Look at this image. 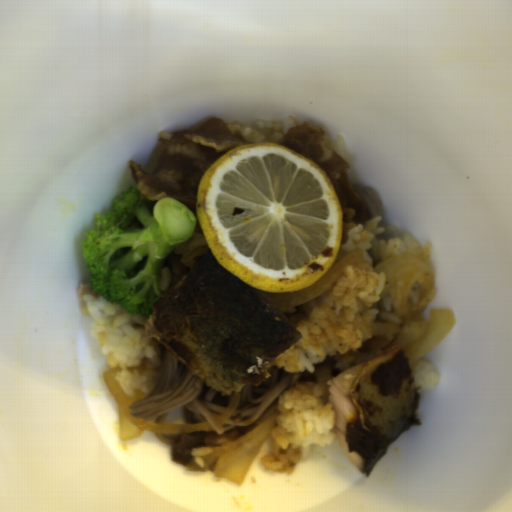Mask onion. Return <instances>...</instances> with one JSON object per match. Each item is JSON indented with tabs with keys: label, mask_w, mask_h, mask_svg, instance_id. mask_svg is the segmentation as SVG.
<instances>
[{
	"label": "onion",
	"mask_w": 512,
	"mask_h": 512,
	"mask_svg": "<svg viewBox=\"0 0 512 512\" xmlns=\"http://www.w3.org/2000/svg\"><path fill=\"white\" fill-rule=\"evenodd\" d=\"M276 421L277 414L240 437L201 456L203 466L193 459L184 469L188 473L211 472L217 477L228 478L237 486L242 485L247 470L266 442Z\"/></svg>",
	"instance_id": "onion-2"
},
{
	"label": "onion",
	"mask_w": 512,
	"mask_h": 512,
	"mask_svg": "<svg viewBox=\"0 0 512 512\" xmlns=\"http://www.w3.org/2000/svg\"><path fill=\"white\" fill-rule=\"evenodd\" d=\"M365 254L361 251H353L342 257L328 268L321 278L308 287L283 291L266 292L279 309H288L311 301L330 289L346 266H354L363 263Z\"/></svg>",
	"instance_id": "onion-4"
},
{
	"label": "onion",
	"mask_w": 512,
	"mask_h": 512,
	"mask_svg": "<svg viewBox=\"0 0 512 512\" xmlns=\"http://www.w3.org/2000/svg\"><path fill=\"white\" fill-rule=\"evenodd\" d=\"M242 396L241 393L234 394L225 409L215 418L218 425L223 424L237 408Z\"/></svg>",
	"instance_id": "onion-5"
},
{
	"label": "onion",
	"mask_w": 512,
	"mask_h": 512,
	"mask_svg": "<svg viewBox=\"0 0 512 512\" xmlns=\"http://www.w3.org/2000/svg\"><path fill=\"white\" fill-rule=\"evenodd\" d=\"M120 367H114L102 373L105 386L118 404L119 414V440L130 441L137 438L144 432L162 434H176L187 431H211L215 430L210 421H202L192 424H161L151 422L144 418H135L131 415L129 407L142 397V393L135 392V395H126L116 382L115 376Z\"/></svg>",
	"instance_id": "onion-3"
},
{
	"label": "onion",
	"mask_w": 512,
	"mask_h": 512,
	"mask_svg": "<svg viewBox=\"0 0 512 512\" xmlns=\"http://www.w3.org/2000/svg\"><path fill=\"white\" fill-rule=\"evenodd\" d=\"M373 272L385 275L379 295L390 296L393 308L402 318L400 332L381 355L403 347L409 365L418 362L456 323L454 311L447 309L430 310L427 318L423 316L434 287L431 263L417 252L409 251L385 259L373 267Z\"/></svg>",
	"instance_id": "onion-1"
}]
</instances>
